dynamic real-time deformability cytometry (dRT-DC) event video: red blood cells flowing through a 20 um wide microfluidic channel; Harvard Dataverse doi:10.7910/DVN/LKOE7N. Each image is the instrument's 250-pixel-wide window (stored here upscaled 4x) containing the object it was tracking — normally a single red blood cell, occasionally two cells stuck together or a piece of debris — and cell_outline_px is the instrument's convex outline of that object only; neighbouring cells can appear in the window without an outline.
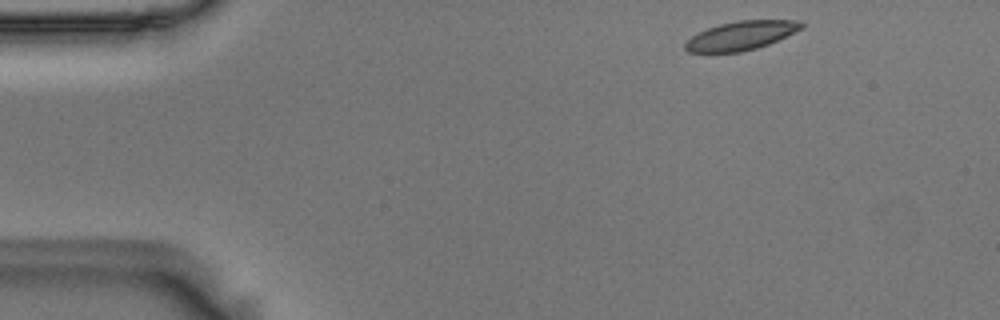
{"species": "Egyptian fruit bat (a non-hibernating species)", "species_latin": "Rousettus aegyptiacus", "temperature_condition": "room temperature", "stored_images_in_passage": 49, "camera_frame_rate_fps": 3000, "um_per_image_px": 0.085, "animal": {"sex": "male"}, "frame": {"image": 1, "passage_image": 1, "time_ms": 0.0, "image_size_px": [1000, 320], "cell_outline_px": [[804, 28], [768, 44], [756, 48], [740, 52], [688, 52], [684, 48], [684, 44], [692, 36], [708, 28], [720, 24], [740, 20], [804, 20]], "centroid_in_image_um": [63.03, 3.02], "position_along_channel_um": 22.0, "area_um2": 19.42}}
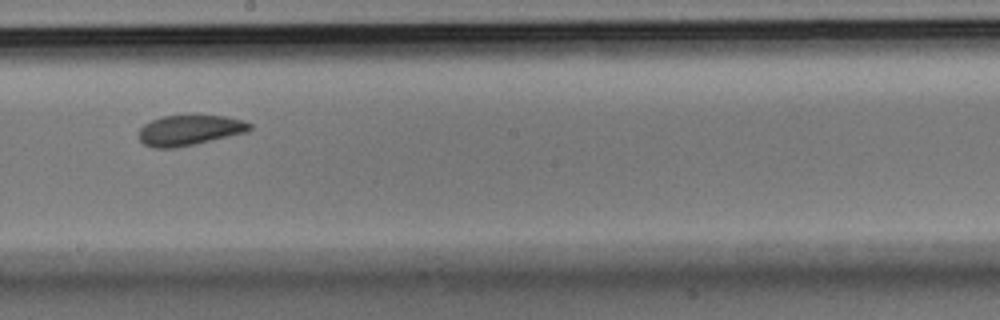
{"frame": {"image": 2, "passage_image": 25, "time_ms": 8.0, "image_size_px": [1000, 320], "cell_outline_px": [[252, 128], [248, 132], [196, 144], [172, 148], [152, 148], [144, 144], [140, 140], [140, 128], [144, 124], [152, 120], [164, 116], [224, 116], [244, 120], [252, 124]], "centroid_in_image_um": [16.15, 11.08], "position_along_channel_um": 232.1, "area_um2": 19.54}}
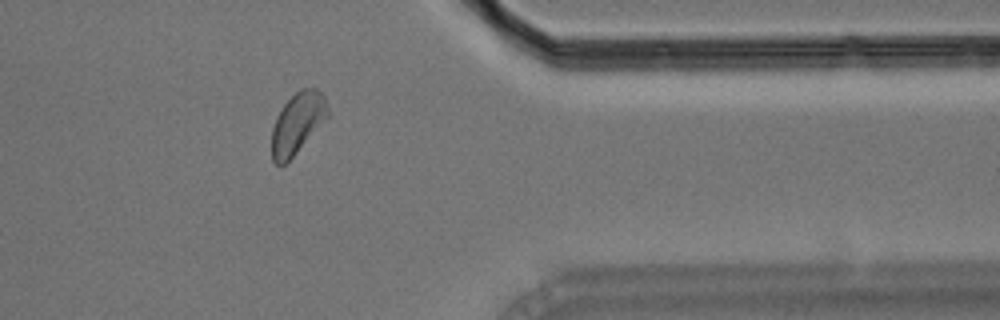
{"frame": {"image": 3, "passage_image": 39, "time_ms": 12.667, "image_size_px": [1000, 320], "cell_outline_px": [[328, 116], [296, 152], [280, 168], [272, 160], [272, 128], [276, 116], [284, 104], [300, 88], [316, 88], [324, 96], [328, 112]], "centroid_in_image_um": [25.25, 10.47], "position_along_channel_um": 386.2, "area_um2": 19.48}, "authors_computed_cell_mechanics": {"area_um2": 20.0566, "velocity_mm_per_s": 3.6169, "shape_relaxation_time_tau1_ms": 6.111, "shape_relaxation_time_tau2_ms": 3.9795, "deformation_change_tau1": 0.1062, "deformation_change_tau2": 0.0777}}